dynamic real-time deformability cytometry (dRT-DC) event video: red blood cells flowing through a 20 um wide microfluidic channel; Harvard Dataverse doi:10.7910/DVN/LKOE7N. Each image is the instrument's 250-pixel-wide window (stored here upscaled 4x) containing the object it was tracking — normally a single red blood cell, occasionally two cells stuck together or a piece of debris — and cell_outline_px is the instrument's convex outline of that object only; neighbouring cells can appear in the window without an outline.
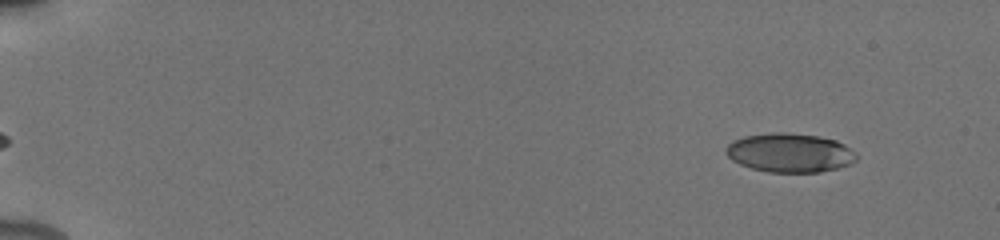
{"species": "human", "species_latin": "Homo sapiens", "temperature_condition": "cold", "stored_images_in_passage": 69, "camera_frame_rate_fps": 3000, "um_per_image_px": 0.085, "donor": {"sex": "male"}, "frame": {"image": 1, "passage_image": 1, "time_ms": 0.0, "image_size_px": [1000, 240], "cell_outline_px": [[856, 160], [848, 164], [836, 168], [820, 172], [768, 172], [752, 168], [740, 164], [732, 160], [724, 152], [724, 148], [732, 140], [744, 136], [772, 132], [788, 132], [820, 136], [836, 140], [844, 144], [856, 156]], "centroid_in_image_um": [67.07, 12.97], "position_along_channel_um": 17.9, "area_um2": 29.65}}
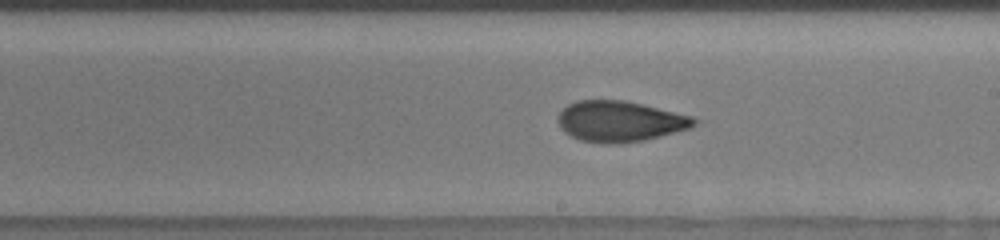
{"frame": {"image": 2, "passage_image": 39, "time_ms": 9.333, "image_size_px": [1000, 240], "cell_outline_px": [[704, 120], [688, 128], [644, 140], [580, 140], [564, 132], [560, 128], [556, 120], [556, 116], [568, 104], [576, 100], [624, 100], [692, 116]], "centroid_in_image_um": [52.68, 10.25], "position_along_channel_um": 236.3, "area_um2": 31.33}}
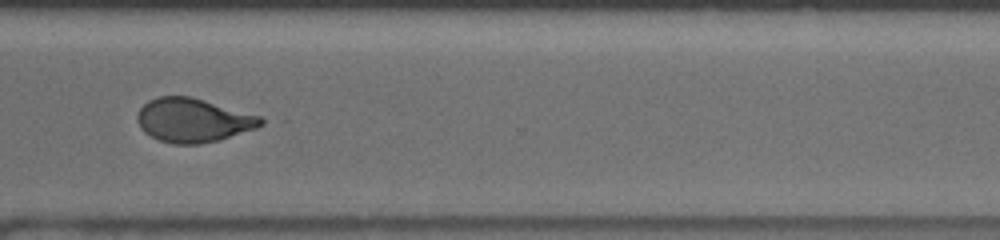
{"frame": {"image": 3, "passage_image": 51, "time_ms": 12.333, "image_size_px": [1000, 240], "cell_outline_px": [[268, 120], [264, 124], [256, 128], [216, 140], [200, 144], [172, 144], [160, 140], [144, 132], [140, 128], [136, 120], [136, 116], [140, 108], [148, 100], [156, 96], [192, 96], [260, 116]], "centroid_in_image_um": [16.4, 10.2], "position_along_channel_um": 354.2, "area_um2": 31.67}, "authors_computed_cell_mechanics": {"area_um2": 31.6744, "velocity_mm_per_s": 3.9265, "shape_relaxation_time_tau1_ms": 6.1665, "shape_relaxation_time_tau2_ms": 1.4315, "deformation_change_tau1": 0.211, "deformation_change_tau2": 0.0809}}